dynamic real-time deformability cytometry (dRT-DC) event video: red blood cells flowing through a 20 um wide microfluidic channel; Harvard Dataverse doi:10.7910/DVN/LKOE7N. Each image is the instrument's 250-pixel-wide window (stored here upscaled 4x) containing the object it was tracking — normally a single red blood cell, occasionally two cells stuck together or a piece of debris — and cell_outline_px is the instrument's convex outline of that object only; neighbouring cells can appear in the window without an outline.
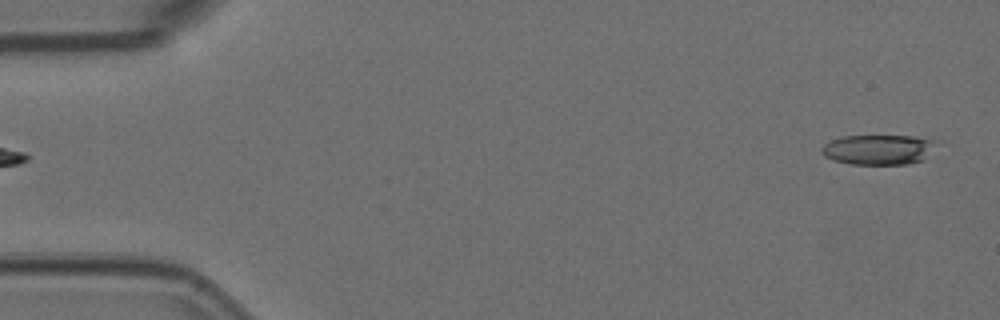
{"species": "Egyptian fruit bat (a non-hibernating species)", "species_latin": "Rousettus aegyptiacus", "temperature_condition": "room temperature", "stored_images_in_passage": 3, "segment_of_instrument_passage": [2, 2], "camera_frame_rate_fps": 3000, "um_per_image_px": 0.085, "animal": {"sex": "female"}, "frame": {"image": 1, "passage_image": 3, "time_ms": 0.667, "image_size_px": [1000, 320], "cell_outline_px": [[940, 140], [924, 160], [908, 164], [852, 164], [832, 160], [824, 156], [820, 152], [820, 148], [824, 144], [832, 140], [844, 136], [916, 136]], "centroid_in_image_um": [74.7, 12.71], "position_along_channel_um": 10.3, "area_um2": 20.35}}